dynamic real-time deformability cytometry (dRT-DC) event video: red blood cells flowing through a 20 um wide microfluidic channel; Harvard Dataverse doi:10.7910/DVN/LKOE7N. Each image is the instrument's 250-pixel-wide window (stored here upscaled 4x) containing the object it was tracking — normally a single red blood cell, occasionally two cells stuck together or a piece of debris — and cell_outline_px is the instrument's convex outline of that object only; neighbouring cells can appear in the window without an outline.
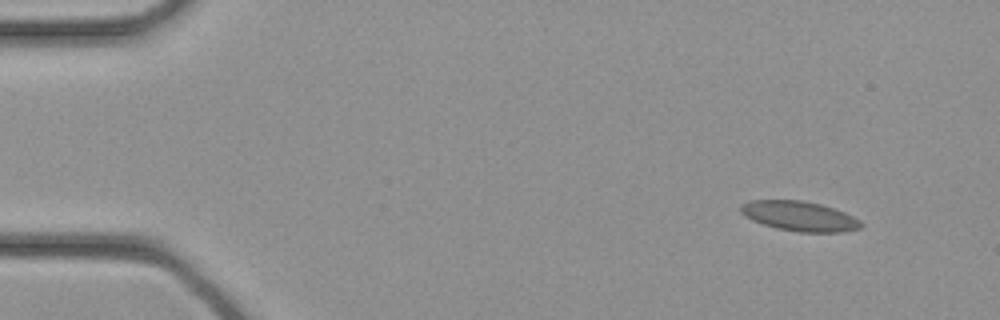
{"species": "common noctule bat (a hibernating species)", "species_latin": "Nyctalus noctula", "temperature_condition": "cold", "stored_images_in_passage": 9, "camera_frame_rate_fps": 3000, "um_per_image_px": 0.085, "animal": {"sex": "female", "body_mass_g": 21.9}, "frame": {"image": 1, "passage_image": 1, "time_ms": 0.0, "image_size_px": [1000, 320], "cell_outline_px": [[864, 224], [860, 228], [844, 232], [800, 232], [776, 228], [752, 220], [744, 216], [740, 212], [740, 204], [748, 200], [800, 200], [820, 204], [844, 212], [860, 220]], "centroid_in_image_um": [67.93, 18.37], "position_along_channel_um": 17.1, "area_um2": 20.92}}
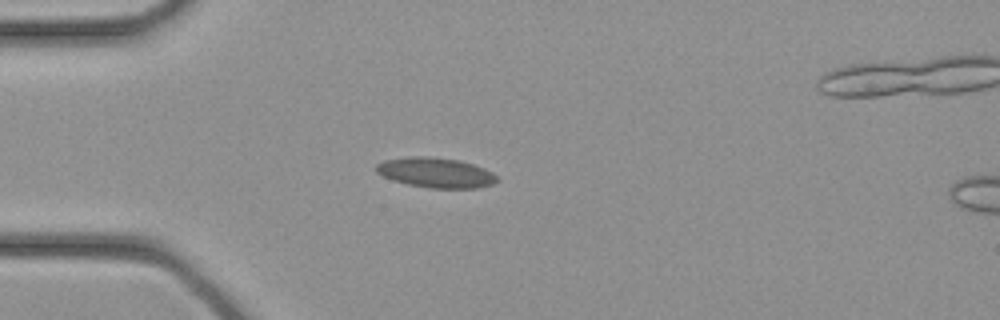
{"frame": {"image": 2, "passage_image": 7, "time_ms": 2.0, "image_size_px": [1000, 320], "cell_outline_px": [[500, 180], [492, 184], [476, 188], [428, 188], [408, 184], [392, 180], [376, 172], [376, 164], [384, 160], [408, 156], [428, 156], [460, 160], [484, 168], [492, 172]], "centroid_in_image_um": [37.04, 14.67], "position_along_channel_um": 48.0, "area_um2": 21.21}}